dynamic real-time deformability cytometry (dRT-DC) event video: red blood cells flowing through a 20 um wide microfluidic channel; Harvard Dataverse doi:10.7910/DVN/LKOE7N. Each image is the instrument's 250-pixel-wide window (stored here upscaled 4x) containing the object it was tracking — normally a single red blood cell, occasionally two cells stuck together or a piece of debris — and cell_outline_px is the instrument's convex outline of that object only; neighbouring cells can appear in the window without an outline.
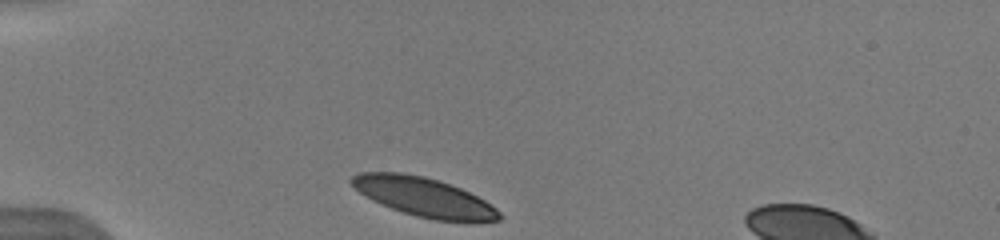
{"species": "human", "species_latin": "Homo sapiens", "temperature_condition": "warm", "stored_images_in_passage": 5, "camera_frame_rate_fps": 3000, "um_per_image_px": 0.085, "donor": {"sex": "male"}, "frame": {"image": 1, "passage_image": 1, "time_ms": 0.0, "image_size_px": [1000, 240], "cell_outline_px": [[500, 220], [436, 220], [416, 216], [392, 208], [372, 200], [360, 192], [348, 180], [352, 176], [360, 172], [400, 172], [424, 176], [460, 188], [484, 200], [496, 208], [500, 212]], "centroid_in_image_um": [35.97, 16.72], "position_along_channel_um": 49.0, "area_um2": 32.77}}
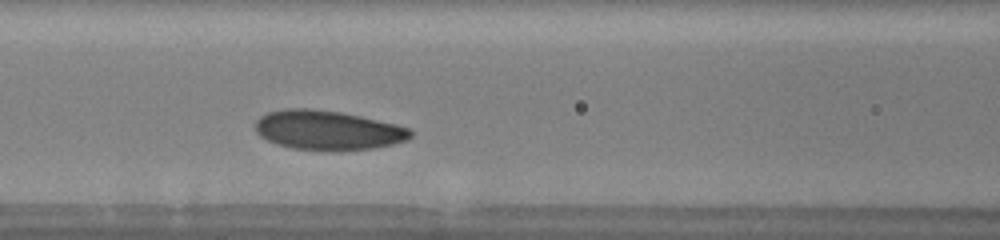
{"frame": {"image": 2, "passage_image": 5, "time_ms": 3.0, "image_size_px": [1000, 240], "cell_outline_px": [[412, 136], [408, 140], [392, 144], [372, 148], [340, 152], [332, 152], [292, 148], [276, 144], [260, 136], [256, 132], [256, 120], [260, 116], [268, 112], [284, 108], [312, 108], [340, 112], [360, 116], [396, 124], [408, 128], [412, 132]], "centroid_in_image_um": [27.85, 11.08], "position_along_channel_um": 138.8, "area_um2": 36.07}}